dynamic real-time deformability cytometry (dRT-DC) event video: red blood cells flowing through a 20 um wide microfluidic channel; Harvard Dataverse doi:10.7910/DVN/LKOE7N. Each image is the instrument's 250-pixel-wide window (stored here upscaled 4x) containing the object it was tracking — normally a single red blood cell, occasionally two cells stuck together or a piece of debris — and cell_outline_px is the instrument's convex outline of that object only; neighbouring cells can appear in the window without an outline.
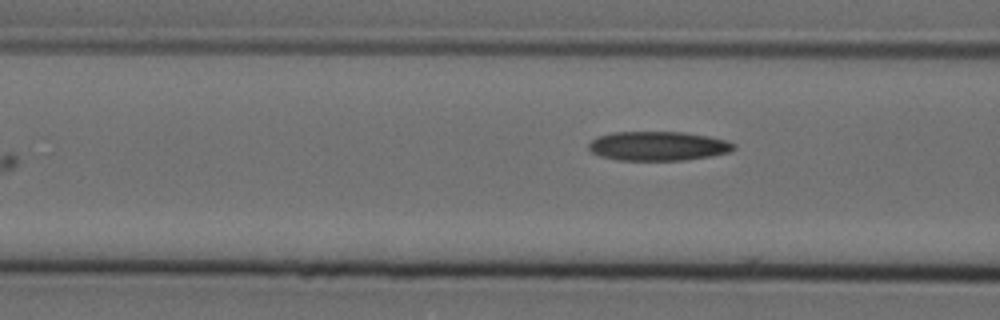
{"species": "Egyptian fruit bat (a non-hibernating species)", "species_latin": "Rousettus aegyptiacus", "temperature_condition": "cold", "stored_images_in_passage": 7, "camera_frame_rate_fps": 3000, "um_per_image_px": 0.085, "animal": {"sex": "female"}, "frame": {"image": 1, "passage_image": 7, "time_ms": 2.0, "image_size_px": [1000, 320], "cell_outline_px": [[736, 148], [732, 152], [712, 156], [684, 160], [616, 160], [600, 156], [592, 152], [588, 148], [588, 144], [592, 140], [600, 136], [612, 132], [684, 132], [708, 136], [728, 140], [736, 144]], "centroid_in_image_um": [55.99, 12.41], "position_along_channel_um": 110.6, "area_um2": 24.91}}